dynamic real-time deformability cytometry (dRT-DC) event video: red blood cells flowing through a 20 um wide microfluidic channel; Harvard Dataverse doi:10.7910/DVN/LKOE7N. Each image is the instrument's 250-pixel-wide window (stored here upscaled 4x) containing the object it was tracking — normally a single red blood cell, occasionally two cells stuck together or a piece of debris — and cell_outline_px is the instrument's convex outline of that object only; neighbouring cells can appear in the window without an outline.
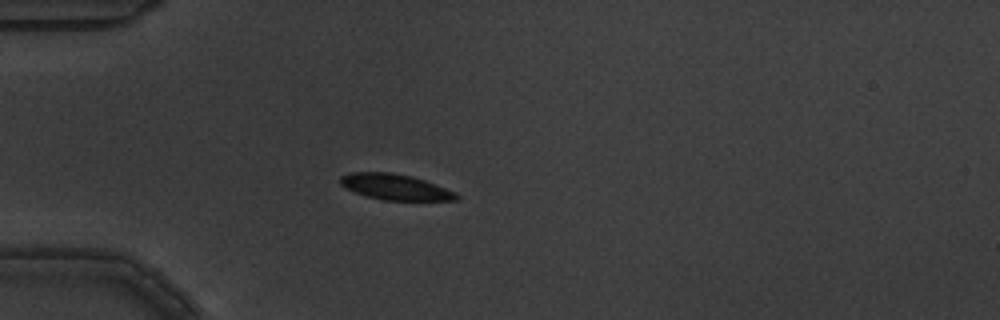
{"species": "common noctule bat (a hibernating species)", "species_latin": "Nyctalus noctula", "temperature_condition": "warm", "stored_images_in_passage": 3, "camera_frame_rate_fps": 3000, "um_per_image_px": 0.085, "animal": {"sex": "male", "body_mass_g": 19.5, "forearm_length_mm": 54.6}, "frame": {"image": 1, "passage_image": 3, "time_ms": 0.667, "image_size_px": [1000, 320], "cell_outline_px": [[460, 200], [384, 200], [364, 196], [340, 184], [340, 176], [352, 172], [392, 172], [412, 176], [424, 180], [456, 192], [460, 196]], "centroid_in_image_um": [33.61, 15.89], "position_along_channel_um": 51.4, "area_um2": 17.4}}